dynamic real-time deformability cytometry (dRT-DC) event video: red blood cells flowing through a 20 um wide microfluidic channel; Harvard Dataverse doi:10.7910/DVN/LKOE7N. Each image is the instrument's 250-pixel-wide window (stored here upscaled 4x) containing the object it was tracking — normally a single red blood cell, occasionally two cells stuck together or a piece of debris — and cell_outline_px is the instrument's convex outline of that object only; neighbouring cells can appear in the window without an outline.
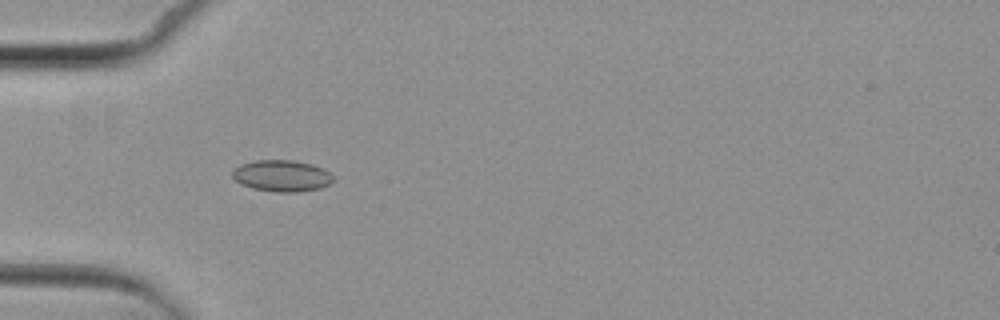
{"species": "common noctule bat (a hibernating species)", "species_latin": "Nyctalus noctula", "temperature_condition": "cold", "stored_images_in_passage": 6, "camera_frame_rate_fps": 3000, "um_per_image_px": 0.085, "animal": {"sex": "female", "body_mass_g": 29.2, "forearm_length_mm": 56.3}, "frame": {"image": 1, "passage_image": 5, "time_ms": 4.667, "image_size_px": [1000, 320], "cell_outline_px": [[332, 180], [328, 184], [320, 188], [300, 192], [276, 192], [252, 188], [240, 184], [232, 176], [232, 168], [240, 164], [256, 160], [292, 160], [312, 164], [324, 168], [332, 176]], "centroid_in_image_um": [23.91, 14.94], "position_along_channel_um": 61.1, "area_um2": 18.55}}
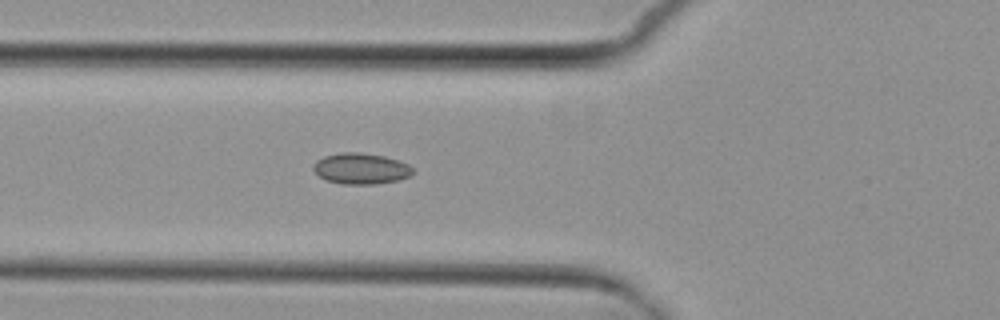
{"frame": {"image": 2, "passage_image": 6, "time_ms": 5.667, "image_size_px": [1000, 320], "cell_outline_px": [[416, 172], [400, 180], [376, 184], [340, 184], [328, 180], [320, 176], [312, 168], [312, 164], [316, 160], [324, 156], [340, 152], [360, 152], [384, 156], [400, 160], [408, 164]], "centroid_in_image_um": [30.69, 14.32], "position_along_channel_um": 95.1, "area_um2": 18.15}}